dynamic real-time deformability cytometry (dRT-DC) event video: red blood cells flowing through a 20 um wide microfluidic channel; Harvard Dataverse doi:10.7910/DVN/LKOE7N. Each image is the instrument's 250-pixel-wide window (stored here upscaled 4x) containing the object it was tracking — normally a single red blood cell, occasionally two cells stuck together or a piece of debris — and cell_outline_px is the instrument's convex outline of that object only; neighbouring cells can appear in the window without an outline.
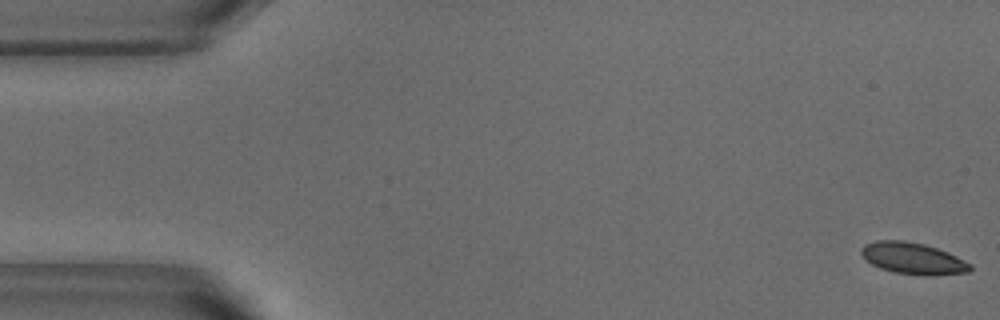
{"species": "common noctule bat (a hibernating species)", "species_latin": "Nyctalus noctula", "temperature_condition": "warm", "stored_images_in_passage": 7, "camera_frame_rate_fps": 3000, "um_per_image_px": 0.085, "animal": {"sex": "male", "body_mass_g": 18.8}, "frame": {"image": 1, "passage_image": 1, "time_ms": 0.0, "image_size_px": [1000, 320], "cell_outline_px": [[972, 268], [968, 272], [932, 276], [892, 272], [880, 268], [872, 264], [860, 252], [860, 248], [864, 244], [876, 240], [904, 240], [924, 244], [948, 252], [972, 264]], "centroid_in_image_um": [77.6, 21.96], "position_along_channel_um": 7.4, "area_um2": 20.06}}